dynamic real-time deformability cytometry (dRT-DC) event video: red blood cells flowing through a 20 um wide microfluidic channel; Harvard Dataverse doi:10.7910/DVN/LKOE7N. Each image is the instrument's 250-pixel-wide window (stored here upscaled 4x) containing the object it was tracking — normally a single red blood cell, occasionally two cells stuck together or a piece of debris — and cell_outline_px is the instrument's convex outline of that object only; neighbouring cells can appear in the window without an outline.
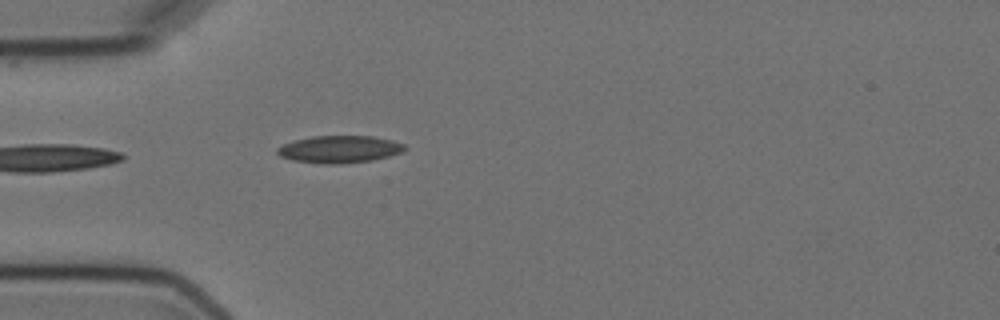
{"species": "Egyptian fruit bat (a non-hibernating species)", "species_latin": "Rousettus aegyptiacus", "temperature_condition": "cold", "stored_images_in_passage": 4, "camera_frame_rate_fps": 3000, "um_per_image_px": 0.085, "animal": {"sex": "female"}, "frame": {"image": 1, "passage_image": 4, "time_ms": 4.333, "image_size_px": [1000, 320], "cell_outline_px": [[408, 148], [404, 152], [372, 160], [340, 164], [324, 164], [292, 160], [280, 156], [276, 152], [276, 148], [284, 144], [296, 140], [312, 136], [372, 136], [392, 140], [404, 144]], "centroid_in_image_um": [28.88, 12.69], "position_along_channel_um": 56.1, "area_um2": 20.29}}